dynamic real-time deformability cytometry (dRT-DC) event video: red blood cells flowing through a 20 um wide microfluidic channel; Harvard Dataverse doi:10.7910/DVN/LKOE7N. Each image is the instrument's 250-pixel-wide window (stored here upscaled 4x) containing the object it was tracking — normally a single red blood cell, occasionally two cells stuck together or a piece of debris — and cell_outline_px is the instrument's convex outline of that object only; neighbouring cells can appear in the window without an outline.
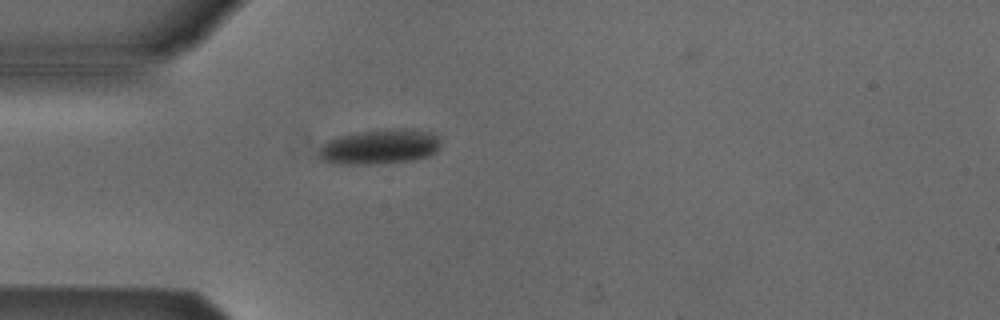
{"species": "Egyptian fruit bat (a non-hibernating species)", "species_latin": "Rousettus aegyptiacus", "temperature_condition": "cold", "stored_images_in_passage": 2, "camera_frame_rate_fps": 3000, "um_per_image_px": 0.085, "animal": {"sex": "male"}, "frame": {"image": 1, "passage_image": 2, "time_ms": 0.333, "image_size_px": [1000, 320], "cell_outline_px": [[444, 136], [436, 152], [428, 156], [412, 160], [376, 164], [336, 164], [320, 160], [316, 156], [316, 152], [320, 144], [328, 140], [340, 136], [356, 132], [392, 128], [412, 128], [432, 132]], "centroid_in_image_um": [32.27, 12.46], "position_along_channel_um": 52.7, "area_um2": 25.66}}